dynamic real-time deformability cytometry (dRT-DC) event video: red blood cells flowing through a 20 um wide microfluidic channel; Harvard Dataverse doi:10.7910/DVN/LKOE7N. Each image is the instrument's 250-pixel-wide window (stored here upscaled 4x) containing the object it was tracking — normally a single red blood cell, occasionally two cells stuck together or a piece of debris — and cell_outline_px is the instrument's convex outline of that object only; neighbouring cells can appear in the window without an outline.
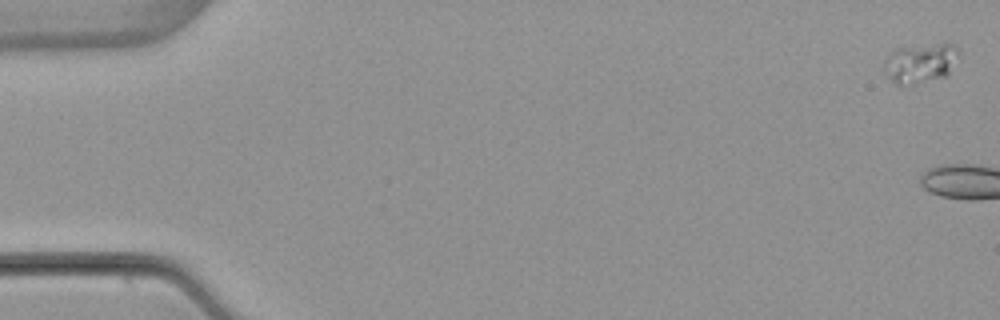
{"species": "common noctule bat (a hibernating species)", "species_latin": "Nyctalus noctula", "temperature_condition": "warm", "stored_images_in_passage": 8, "camera_frame_rate_fps": 3000, "um_per_image_px": 0.085, "animal": {"sex": "female", "body_mass_g": 22.7, "forearm_length_mm": 54.2}, "frame": {"image": 1, "passage_image": 1, "time_ms": 0.0, "image_size_px": [1000, 320], "cell_outline_px": [[956, 52], [948, 76], [908, 84], [896, 84], [888, 76], [884, 68], [884, 60], [892, 48], [940, 44], [952, 44], [956, 48]], "centroid_in_image_um": [78.14, 5.35], "position_along_channel_um": 6.9, "area_um2": 16.59}}
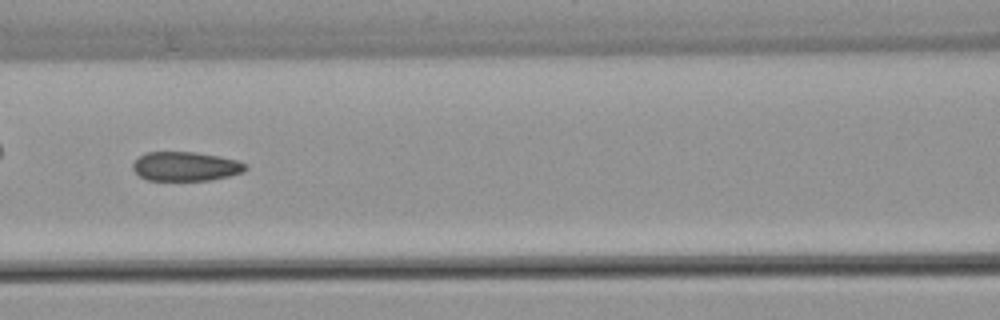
{"frame": {"image": 2, "passage_image": 8, "time_ms": 8.333, "image_size_px": [1000, 320], "cell_outline_px": [[248, 168], [244, 172], [212, 180], [148, 180], [140, 176], [132, 168], [132, 164], [140, 156], [148, 152], [196, 152], [220, 156], [236, 160], [244, 164]], "centroid_in_image_um": [15.79, 14.14], "position_along_channel_um": 150.8, "area_um2": 19.07}}